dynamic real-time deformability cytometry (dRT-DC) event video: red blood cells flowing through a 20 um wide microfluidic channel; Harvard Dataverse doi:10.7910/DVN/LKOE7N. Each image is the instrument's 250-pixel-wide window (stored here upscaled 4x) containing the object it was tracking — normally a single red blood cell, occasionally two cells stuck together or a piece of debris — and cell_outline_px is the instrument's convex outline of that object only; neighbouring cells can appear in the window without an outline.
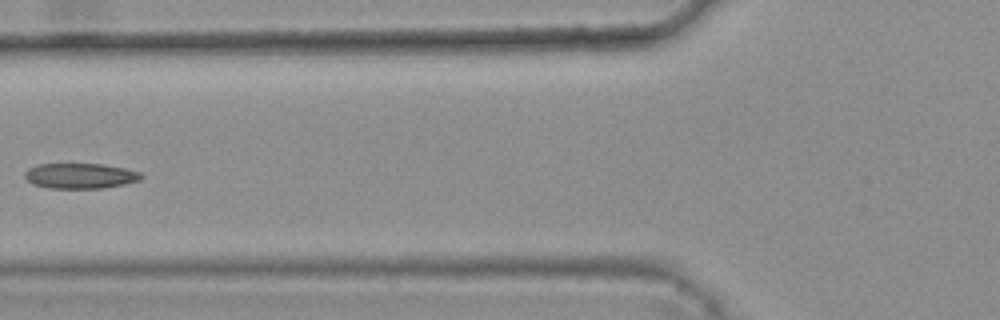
{"species": "common noctule bat (a hibernating species)", "species_latin": "Nyctalus noctula", "temperature_condition": "warm", "stored_images_in_passage": 6, "camera_frame_rate_fps": 3000, "um_per_image_px": 0.085, "animal": {"sex": "female", "body_mass_g": 25.1}, "frame": {"image": 1, "passage_image": 6, "time_ms": 1.667, "image_size_px": [1000, 320], "cell_outline_px": [[144, 176], [140, 180], [124, 184], [104, 188], [48, 188], [32, 184], [24, 176], [24, 172], [28, 168], [36, 164], [104, 164], [124, 168], [140, 172]], "centroid_in_image_um": [6.81, 14.94], "position_along_channel_um": 119.0, "area_um2": 17.28}}